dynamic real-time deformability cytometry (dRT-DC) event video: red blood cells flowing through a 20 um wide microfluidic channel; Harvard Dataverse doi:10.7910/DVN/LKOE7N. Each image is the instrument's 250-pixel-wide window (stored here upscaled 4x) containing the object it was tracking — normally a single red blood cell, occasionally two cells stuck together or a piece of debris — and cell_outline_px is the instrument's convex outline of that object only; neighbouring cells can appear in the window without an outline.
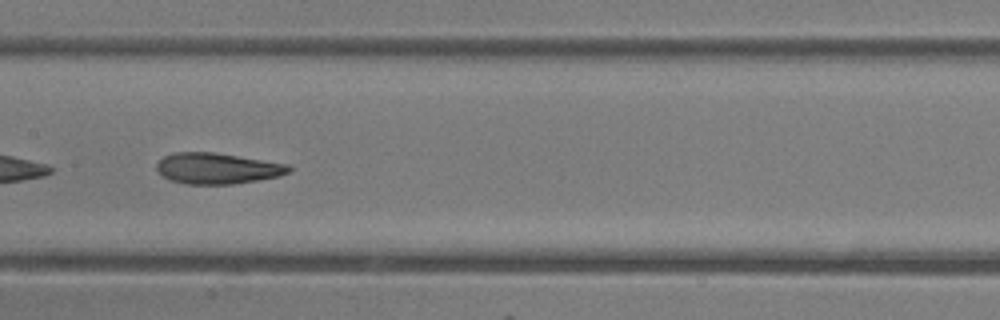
{"species": "common noctule bat (a hibernating species)", "species_latin": "Nyctalus noctula", "temperature_condition": "room temperature", "stored_images_in_passage": 42, "camera_frame_rate_fps": 3000, "um_per_image_px": 0.085, "animal": {"sex": "female"}, "frame": {"image": 1, "passage_image": 24, "time_ms": 7.667, "image_size_px": [1000, 320], "cell_outline_px": [[292, 168], [288, 172], [280, 176], [232, 184], [188, 184], [172, 180], [164, 176], [156, 168], [156, 164], [164, 156], [176, 152], [216, 152], [288, 164]], "centroid_in_image_um": [18.49, 14.3], "position_along_channel_um": 188.9, "area_um2": 23.64}}
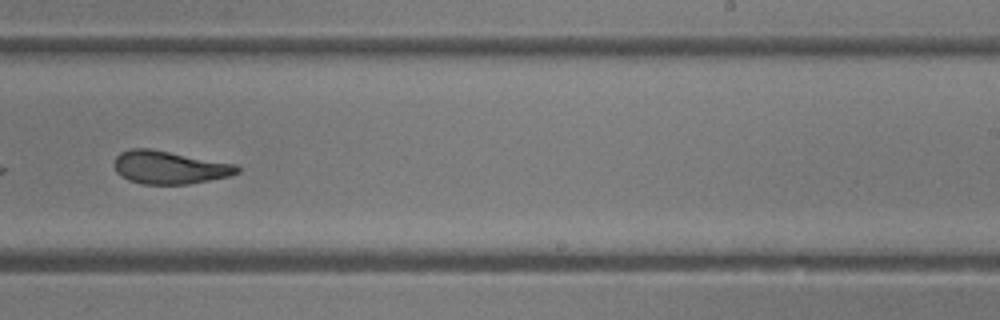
{"frame": {"image": 2, "passage_image": 30, "time_ms": 9.667, "image_size_px": [1000, 320], "cell_outline_px": [[240, 172], [228, 176], [188, 184], [144, 184], [128, 180], [116, 172], [112, 164], [116, 156], [120, 152], [132, 148], [152, 148], [236, 164], [240, 168]], "centroid_in_image_um": [14.37, 14.21], "position_along_channel_um": 274.6, "area_um2": 23.81}, "authors_computed_cell_mechanics": {"area_um2": 24.565, "velocity_mm_per_s": 4.311, "shape_relaxation_time_tau1_ms": 7.1287, "shape_relaxation_time_tau2_ms": 2.1796, "deformation_change_tau1": 0.2112, "deformation_change_tau2": 0.1044}}